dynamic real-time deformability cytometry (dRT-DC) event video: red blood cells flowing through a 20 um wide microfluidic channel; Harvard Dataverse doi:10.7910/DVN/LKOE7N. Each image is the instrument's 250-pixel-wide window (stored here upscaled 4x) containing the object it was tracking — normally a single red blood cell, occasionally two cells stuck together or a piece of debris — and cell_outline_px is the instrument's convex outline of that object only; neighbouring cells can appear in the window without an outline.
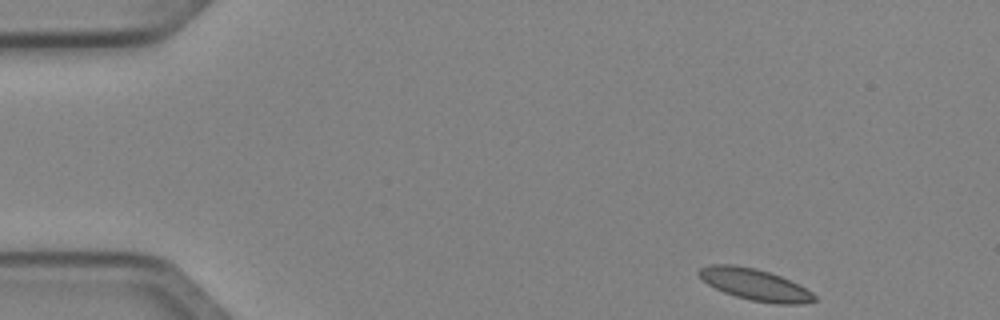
{"species": "Egyptian fruit bat (a non-hibernating species)", "species_latin": "Rousettus aegyptiacus", "temperature_condition": "cold", "stored_images_in_passage": 46, "camera_frame_rate_fps": 3000, "um_per_image_px": 0.085, "animal": {"sex": "female"}, "frame": {"image": 1, "passage_image": 1, "time_ms": 0.0, "image_size_px": [1000, 320], "cell_outline_px": [[816, 300], [804, 304], [776, 304], [752, 300], [736, 296], [724, 292], [708, 284], [696, 272], [700, 268], [708, 264], [732, 264], [756, 268], [780, 276], [800, 284], [812, 292], [816, 296]], "centroid_in_image_um": [64.19, 24.18], "position_along_channel_um": 20.8, "area_um2": 21.21}}
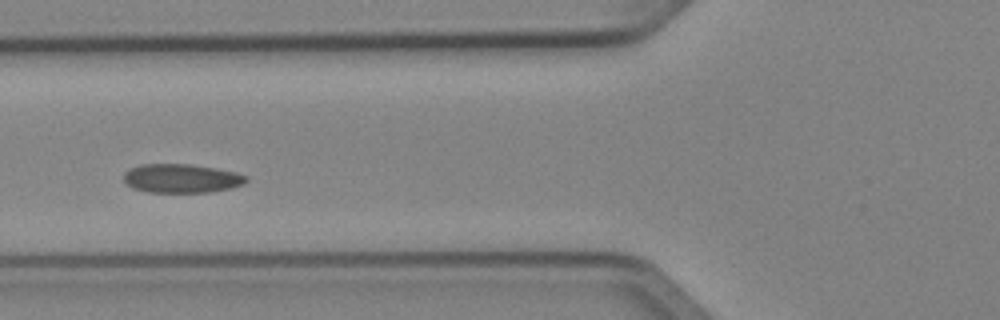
{"frame": {"image": 2, "passage_image": 15, "time_ms": 4.667, "image_size_px": [1000, 320], "cell_outline_px": [[248, 180], [244, 184], [232, 188], [212, 192], [148, 192], [132, 188], [124, 180], [124, 172], [140, 164], [192, 164], [216, 168], [236, 172], [248, 176]], "centroid_in_image_um": [15.47, 15.16], "position_along_channel_um": 110.3, "area_um2": 20.75}}
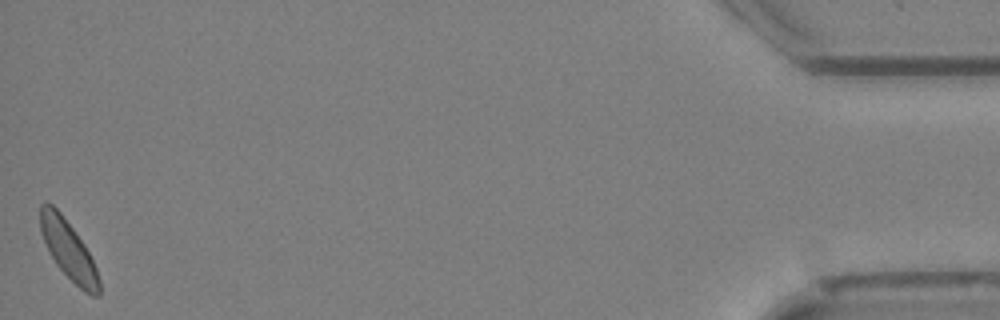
{"frame": {"image": 3, "passage_image": 46, "time_ms": 15.0, "image_size_px": [1000, 320], "cell_outline_px": [[100, 296], [92, 296], [84, 292], [56, 264], [48, 252], [40, 232], [40, 204], [44, 200], [52, 204], [60, 212], [84, 244], [96, 268], [100, 280]], "centroid_in_image_um": [5.8, 21.23], "position_along_channel_um": 429.4, "area_um2": 20.06}, "authors_computed_cell_mechanics": {"area_um2": 20.6635, "velocity_mm_per_s": 3.9804, "shape_relaxation_time_tau1_ms": 2.6676, "shape_relaxation_time_tau2_ms": null, "deformation_change_tau1": 0.0559, "deformation_change_tau2": null}}